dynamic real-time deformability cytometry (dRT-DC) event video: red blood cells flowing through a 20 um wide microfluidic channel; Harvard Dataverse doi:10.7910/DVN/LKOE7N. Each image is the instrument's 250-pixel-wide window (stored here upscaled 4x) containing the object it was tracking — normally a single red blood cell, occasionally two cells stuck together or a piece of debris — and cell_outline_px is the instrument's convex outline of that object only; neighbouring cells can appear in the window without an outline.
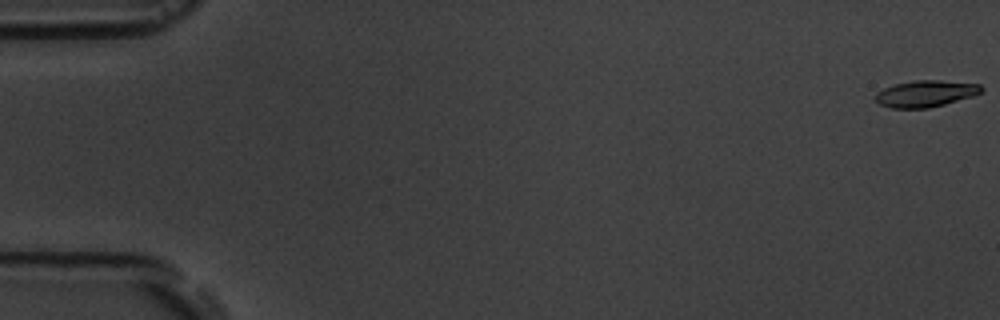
{"species": "common noctule bat (a hibernating species)", "species_latin": "Nyctalus noctula", "temperature_condition": "room temperature", "stored_images_in_passage": 5, "camera_frame_rate_fps": 3000, "um_per_image_px": 0.085, "animal": {"sex": "male", "body_mass_g": 19.5, "forearm_length_mm": 54.6}, "frame": {"image": 1, "passage_image": 1, "time_ms": 0.0, "image_size_px": [1000, 320], "cell_outline_px": [[984, 88], [980, 92], [972, 96], [944, 104], [928, 108], [892, 108], [880, 104], [876, 100], [876, 92], [892, 84], [916, 80], [940, 80], [980, 84]], "centroid_in_image_um": [78.66, 7.95], "position_along_channel_um": 6.3, "area_um2": 16.3}}
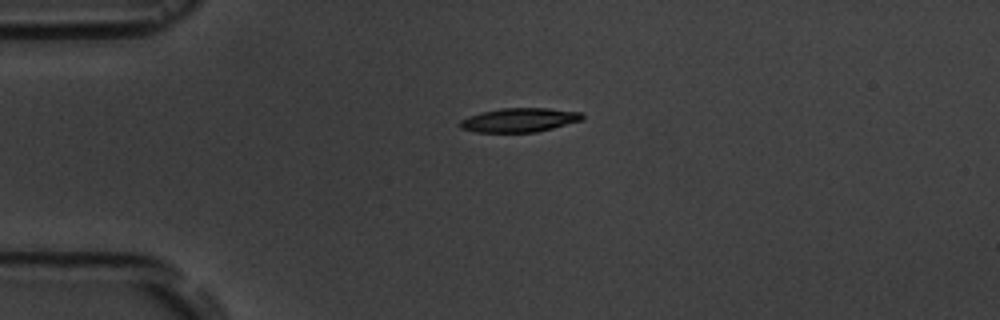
{"frame": {"image": 2, "passage_image": 4, "time_ms": 4.333, "image_size_px": [1000, 320], "cell_outline_px": [[584, 116], [580, 120], [552, 128], [536, 132], [476, 132], [460, 128], [460, 120], [468, 116], [480, 112], [504, 108], [548, 108], [580, 112]], "centroid_in_image_um": [44.1, 10.2], "position_along_channel_um": 40.9, "area_um2": 16.94}}